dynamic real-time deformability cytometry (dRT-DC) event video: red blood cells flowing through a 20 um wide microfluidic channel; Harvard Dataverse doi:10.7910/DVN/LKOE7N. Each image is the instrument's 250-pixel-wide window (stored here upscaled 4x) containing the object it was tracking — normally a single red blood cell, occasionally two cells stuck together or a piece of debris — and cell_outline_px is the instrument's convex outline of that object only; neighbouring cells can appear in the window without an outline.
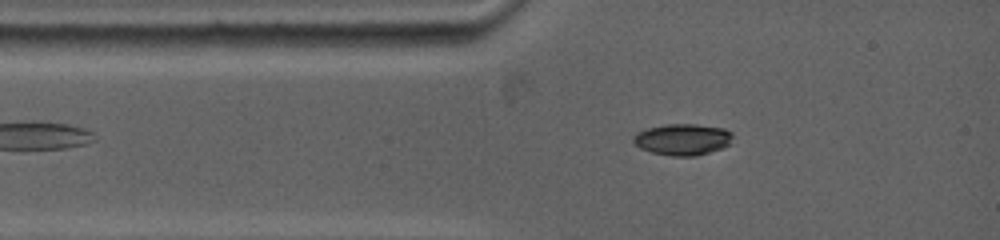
{"species": "common noctule bat (a hibernating species)", "species_latin": "Nyctalus noctula", "temperature_condition": "warm", "stored_images_in_passage": 7, "camera_frame_rate_fps": 5000, "um_per_image_px": 0.085, "animal": {"sex": "female", "body_mass_g": 19.0, "forearm_length_mm": 53.3}, "frame": {"image": 1, "passage_image": 3, "time_ms": 1.6, "image_size_px": [1000, 240], "cell_outline_px": [[732, 136], [728, 144], [724, 148], [696, 156], [672, 156], [652, 152], [640, 148], [632, 140], [632, 136], [636, 132], [648, 128], [664, 124], [696, 124], [724, 128], [732, 132]], "centroid_in_image_um": [58.01, 11.85], "position_along_channel_um": 27.0, "area_um2": 18.26}}
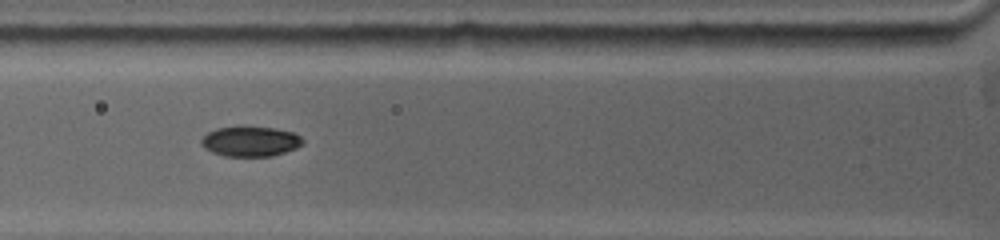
{"frame": {"image": 2, "passage_image": 6, "time_ms": 3.8, "image_size_px": [1000, 240], "cell_outline_px": [[304, 144], [296, 148], [272, 156], [224, 156], [212, 152], [204, 148], [200, 144], [200, 140], [208, 132], [216, 128], [236, 124], [244, 124], [276, 128], [292, 132], [300, 136], [304, 140]], "centroid_in_image_um": [21.26, 11.97], "position_along_channel_um": 104.5, "area_um2": 18.5}}
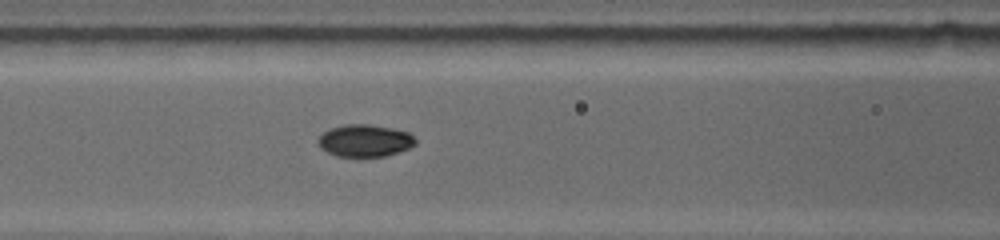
{"frame": {"image": 3, "passage_image": 7, "time_ms": 4.6, "image_size_px": [1000, 240], "cell_outline_px": [[416, 144], [400, 152], [384, 156], [336, 156], [320, 148], [316, 144], [316, 140], [324, 132], [332, 128], [344, 124], [368, 124], [392, 128], [408, 132], [416, 140]], "centroid_in_image_um": [30.99, 11.95], "position_along_channel_um": 135.6, "area_um2": 18.26}}